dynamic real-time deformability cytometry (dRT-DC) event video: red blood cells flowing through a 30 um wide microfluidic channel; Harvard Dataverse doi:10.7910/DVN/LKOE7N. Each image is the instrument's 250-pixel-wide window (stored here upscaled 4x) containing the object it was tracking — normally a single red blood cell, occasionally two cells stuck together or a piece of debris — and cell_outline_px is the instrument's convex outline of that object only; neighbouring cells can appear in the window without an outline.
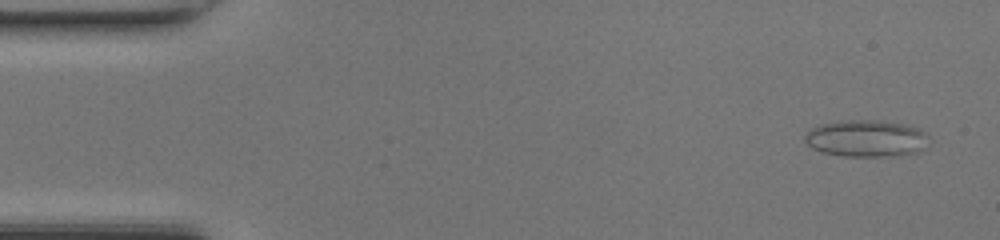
{"species": "common noctule bat (a hibernating species)", "species_latin": "Nyctalus noctula", "temperature_condition": "room temperature", "stored_images_in_passage": 48, "camera_frame_rate_fps": 3000, "um_per_image_px": 0.085, "animal": {"sex": "female", "body_mass_g": 17.0, "forearm_length_mm": 48.0}, "frame": {"image": 1, "passage_image": 3, "time_ms": 0.667, "image_size_px": [1000, 240], "cell_outline_px": [[928, 136], [924, 148], [920, 152], [896, 156], [844, 156], [824, 152], [812, 148], [804, 140], [804, 136], [812, 128], [820, 124], [840, 120], [880, 120], [908, 124], [920, 128]], "centroid_in_image_um": [73.66, 11.75], "position_along_channel_um": 11.3, "area_um2": 26.88}}
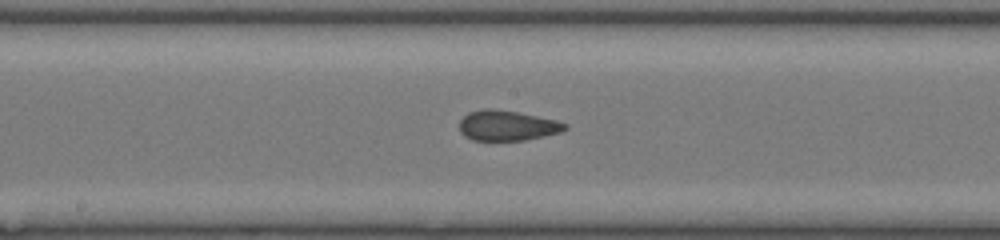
{"frame": {"image": 2, "passage_image": 25, "time_ms": 8.0, "image_size_px": [1000, 240], "cell_outline_px": [[568, 128], [560, 132], [544, 136], [524, 140], [472, 140], [464, 136], [460, 132], [460, 120], [468, 112], [484, 108], [492, 108], [516, 112], [556, 120], [568, 124]], "centroid_in_image_um": [43.09, 10.67], "position_along_channel_um": 205.1, "area_um2": 18.55}}
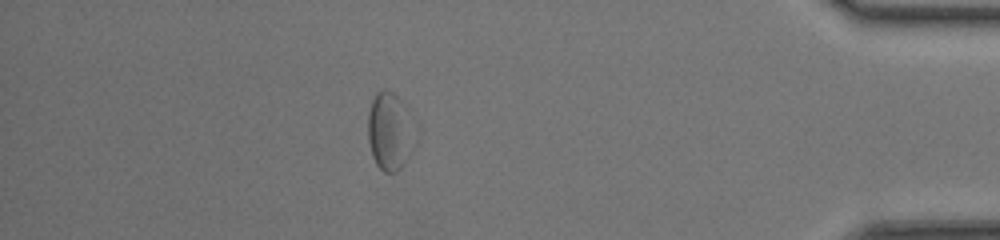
{"frame": {"image": 3, "passage_image": 42, "time_ms": 13.667, "image_size_px": [1000, 240], "cell_outline_px": [[420, 132], [416, 144], [412, 152], [404, 164], [396, 172], [384, 172], [376, 164], [372, 156], [368, 140], [368, 112], [372, 100], [376, 92], [384, 88], [392, 92], [404, 104], [420, 124]], "centroid_in_image_um": [33.24, 11.15], "position_along_channel_um": 402.0, "area_um2": 22.72}, "authors_computed_cell_mechanics": {"area_um2": 19.5942, "velocity_mm_per_s": 4.3088, "shape_relaxation_time_tau1_ms": null, "shape_relaxation_time_tau2_ms": 1.5425, "deformation_change_tau1": null, "deformation_change_tau2": 0.079}}